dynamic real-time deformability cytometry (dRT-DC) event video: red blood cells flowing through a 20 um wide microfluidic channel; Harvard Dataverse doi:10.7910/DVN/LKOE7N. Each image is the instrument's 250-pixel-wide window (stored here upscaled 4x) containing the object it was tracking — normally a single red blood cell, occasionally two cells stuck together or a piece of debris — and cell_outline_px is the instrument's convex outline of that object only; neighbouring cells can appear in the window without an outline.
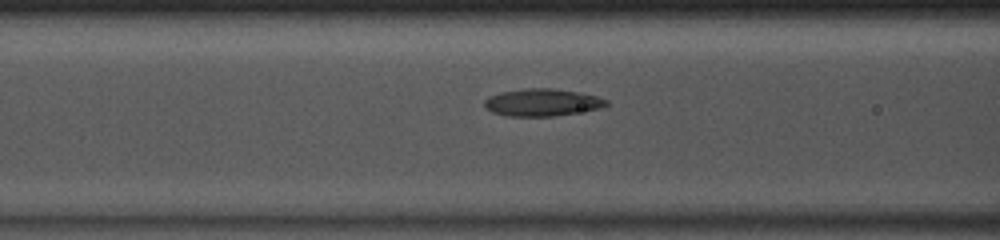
{"species": "common noctule bat (a hibernating species)", "species_latin": "Nyctalus noctula", "temperature_condition": "room temperature", "stored_images_in_passage": 37, "camera_frame_rate_fps": 3000, "um_per_image_px": 0.085, "animal": {"sex": "male", "body_mass_g": 13.0, "forearm_length_mm": 53.1}, "frame": {"image": 1, "passage_image": 8, "time_ms": 2.333, "image_size_px": [1000, 240], "cell_outline_px": [[608, 104], [600, 108], [552, 116], [508, 116], [492, 112], [484, 104], [484, 100], [488, 96], [500, 92], [524, 88], [552, 88], [580, 92], [596, 96], [608, 100]], "centroid_in_image_um": [46.06, 8.69], "position_along_channel_um": 120.5, "area_um2": 19.31}}
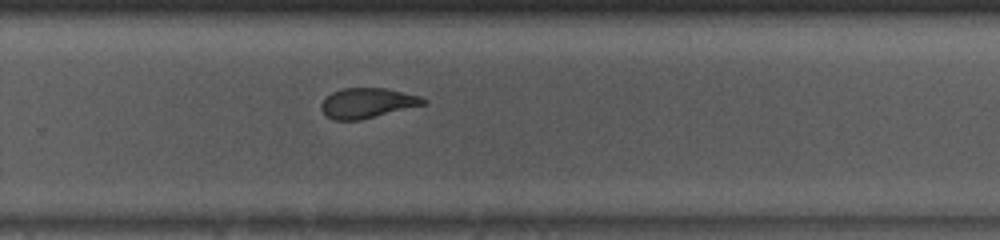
{"frame": {"image": 2, "passage_image": 21, "time_ms": 6.667, "image_size_px": [1000, 240], "cell_outline_px": [[428, 104], [360, 120], [332, 120], [320, 108], [320, 104], [332, 92], [340, 88], [388, 88], [420, 96], [428, 100]], "centroid_in_image_um": [31.26, 8.75], "position_along_channel_um": 298.5, "area_um2": 18.03}}
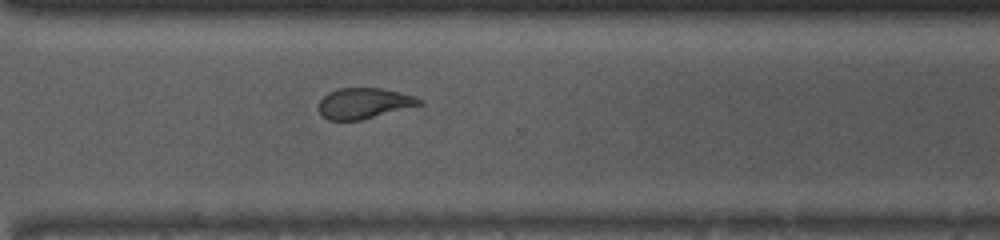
{"frame": {"image": 3, "passage_image": 24, "time_ms": 7.667, "image_size_px": [1000, 240], "cell_outline_px": [[424, 104], [360, 120], [328, 120], [320, 112], [320, 100], [328, 92], [340, 88], [384, 88], [416, 96], [424, 100]], "centroid_in_image_um": [31.0, 8.76], "position_along_channel_um": 339.6, "area_um2": 17.98}, "authors_computed_cell_mechanics": {"area_um2": 18.9006, "velocity_mm_per_s": 4.1154, "shape_relaxation_time_tau1_ms": 4.6202, "shape_relaxation_time_tau2_ms": 1.9756, "deformation_change_tau1": 0.1512, "deformation_change_tau2": 0.0889}}